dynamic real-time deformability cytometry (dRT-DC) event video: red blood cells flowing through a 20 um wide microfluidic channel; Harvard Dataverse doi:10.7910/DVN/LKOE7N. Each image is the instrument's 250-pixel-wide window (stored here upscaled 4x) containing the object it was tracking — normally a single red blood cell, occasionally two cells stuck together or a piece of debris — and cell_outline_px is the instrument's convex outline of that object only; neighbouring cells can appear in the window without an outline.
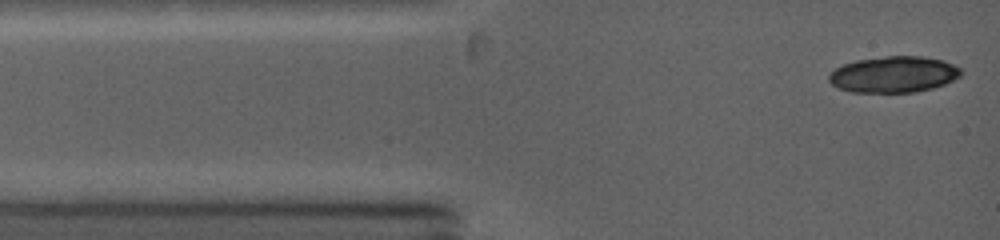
{"species": "common noctule bat (a hibernating species)", "species_latin": "Nyctalus noctula", "temperature_condition": "warm", "stored_images_in_passage": 2, "camera_frame_rate_fps": 5000, "um_per_image_px": 0.085, "animal": {"sex": "female", "body_mass_g": 19.0, "forearm_length_mm": 53.3}, "frame": {"image": 1, "passage_image": 1, "time_ms": 0.0, "image_size_px": [1000, 240], "cell_outline_px": [[964, 72], [960, 76], [944, 84], [932, 88], [916, 92], [852, 92], [836, 88], [828, 80], [828, 76], [836, 68], [844, 64], [856, 60], [888, 56], [924, 56], [944, 60], [960, 68]], "centroid_in_image_um": [75.97, 6.32], "position_along_channel_um": 9.0, "area_um2": 27.92}}